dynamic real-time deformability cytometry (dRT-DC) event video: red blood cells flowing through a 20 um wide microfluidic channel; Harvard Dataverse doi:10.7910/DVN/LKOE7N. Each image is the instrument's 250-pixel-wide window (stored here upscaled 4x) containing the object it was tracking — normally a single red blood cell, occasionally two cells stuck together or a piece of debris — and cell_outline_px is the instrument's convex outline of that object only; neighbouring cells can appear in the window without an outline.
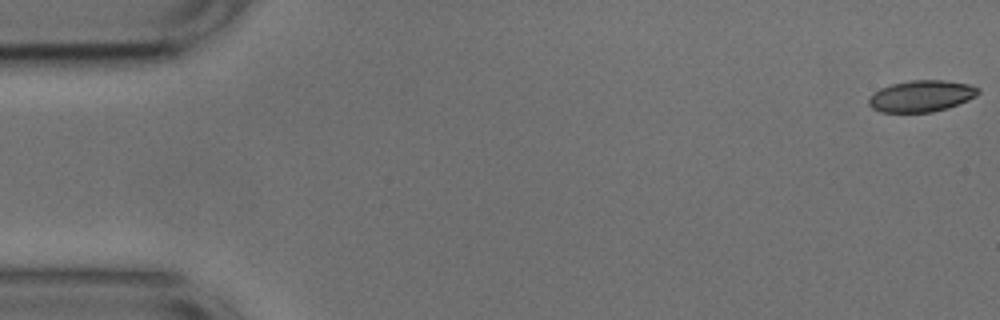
{"species": "common noctule bat (a hibernating species)", "species_latin": "Nyctalus noctula", "temperature_condition": "cold", "stored_images_in_passage": 20, "camera_frame_rate_fps": 3000, "um_per_image_px": 0.085, "animal": {"sex": "male", "body_mass_g": 17.9, "forearm_length_mm": 54.2}, "frame": {"image": 1, "passage_image": 1, "time_ms": 0.0, "image_size_px": [1000, 320], "cell_outline_px": [[980, 92], [976, 96], [968, 100], [948, 108], [932, 112], [880, 112], [872, 108], [868, 104], [868, 100], [872, 92], [880, 88], [892, 84], [908, 80], [944, 80], [968, 84], [980, 88]], "centroid_in_image_um": [78.3, 8.16], "position_along_channel_um": 6.7, "area_um2": 20.23}}
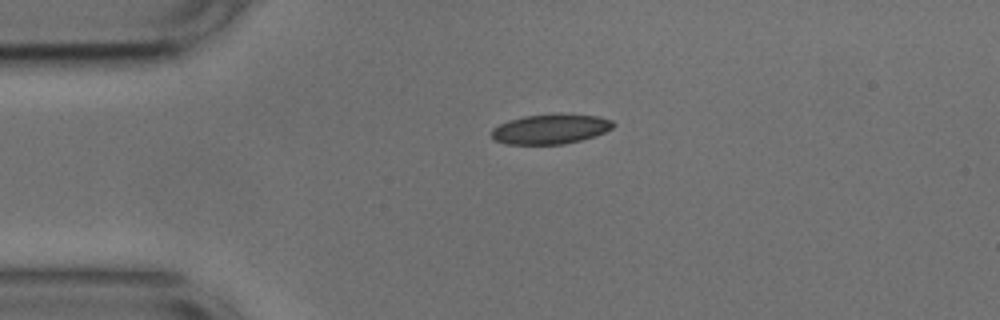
{"frame": {"image": 2, "passage_image": 12, "time_ms": 3.667, "image_size_px": [1000, 320], "cell_outline_px": [[616, 124], [612, 128], [596, 136], [564, 144], [504, 144], [496, 140], [492, 136], [492, 128], [508, 120], [524, 116], [600, 116], [612, 120]], "centroid_in_image_um": [46.79, 11.0], "position_along_channel_um": 38.2, "area_um2": 20.46}}